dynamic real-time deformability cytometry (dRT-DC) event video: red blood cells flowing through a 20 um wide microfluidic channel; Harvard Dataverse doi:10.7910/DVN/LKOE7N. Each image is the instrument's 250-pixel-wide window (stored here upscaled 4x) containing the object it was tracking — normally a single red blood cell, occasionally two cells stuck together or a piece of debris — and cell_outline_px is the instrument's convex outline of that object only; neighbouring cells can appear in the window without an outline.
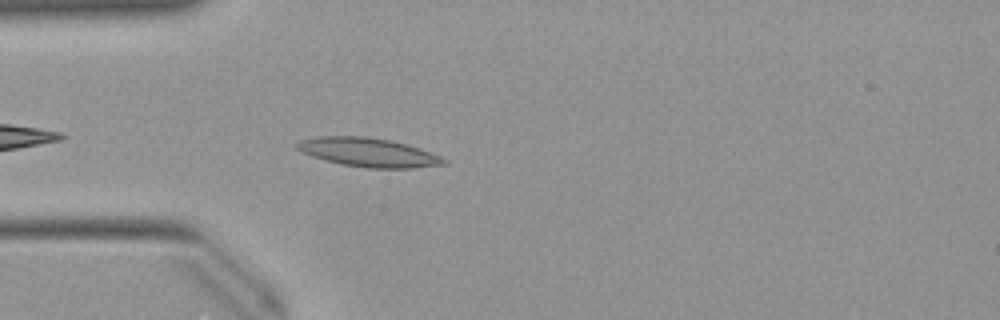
{"species": "Egyptian fruit bat (a non-hibernating species)", "species_latin": "Rousettus aegyptiacus", "temperature_condition": "warm", "stored_images_in_passage": 8, "camera_frame_rate_fps": 3000, "um_per_image_px": 0.085, "animal": {"sex": "female"}, "frame": {"image": 1, "passage_image": 1, "time_ms": 0.0, "image_size_px": [1000, 320], "cell_outline_px": [[448, 164], [412, 168], [364, 168], [340, 164], [324, 160], [312, 156], [296, 148], [292, 144], [296, 140], [316, 136], [368, 136], [388, 140], [420, 148], [440, 156], [448, 160]], "centroid_in_image_um": [31.26, 12.95], "position_along_channel_um": 53.7, "area_um2": 24.97}}
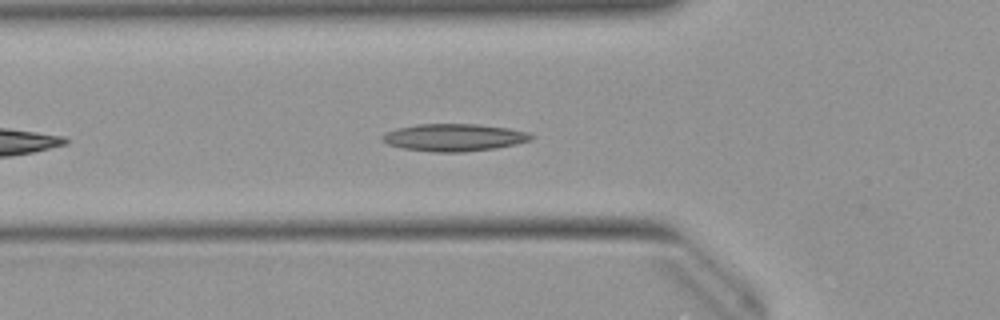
{"frame": {"image": 2, "passage_image": 4, "time_ms": 1.0, "image_size_px": [1000, 320], "cell_outline_px": [[536, 136], [532, 140], [516, 144], [496, 148], [464, 152], [432, 152], [404, 148], [388, 144], [380, 140], [380, 136], [396, 128], [416, 124], [480, 124], [508, 128], [528, 132]], "centroid_in_image_um": [38.61, 11.68], "position_along_channel_um": 87.2, "area_um2": 23.93}}